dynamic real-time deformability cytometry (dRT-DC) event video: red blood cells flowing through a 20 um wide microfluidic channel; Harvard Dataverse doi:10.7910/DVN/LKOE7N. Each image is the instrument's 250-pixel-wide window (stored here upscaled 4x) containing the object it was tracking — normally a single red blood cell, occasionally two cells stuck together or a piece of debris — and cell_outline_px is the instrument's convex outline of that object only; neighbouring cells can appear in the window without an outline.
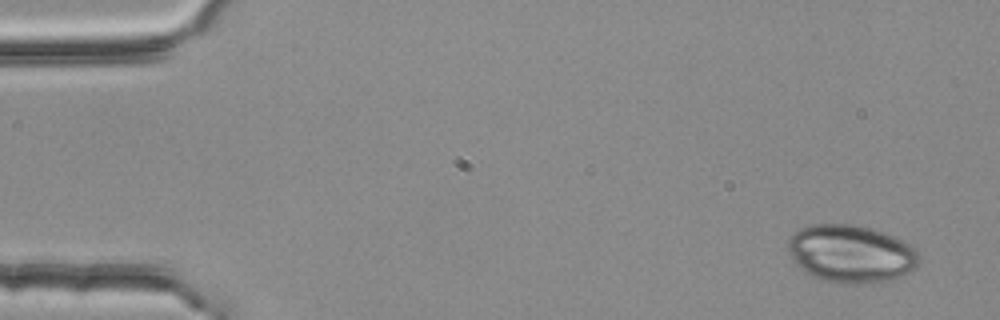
{"species": "common noctule bat (a hibernating species)", "species_latin": "Nyctalus noctula", "temperature_condition": "room temperature", "stored_images_in_passage": 3, "segment_of_instrument_passage": [2, 2], "camera_frame_rate_fps": 3000, "um_per_image_px": 0.085, "animal": {"sex": "female", "body_mass_g": 25.1}, "frame": {"image": 1, "passage_image": 3, "time_ms": 0.667, "image_size_px": [1000, 320], "cell_outline_px": [[920, 260], [916, 268], [912, 272], [888, 280], [852, 284], [824, 280], [812, 276], [800, 268], [792, 260], [788, 248], [788, 240], [800, 228], [812, 224], [856, 224], [872, 228], [884, 232], [916, 248]], "centroid_in_image_um": [72.34, 21.55], "position_along_channel_um": 12.7, "area_um2": 43.99}}